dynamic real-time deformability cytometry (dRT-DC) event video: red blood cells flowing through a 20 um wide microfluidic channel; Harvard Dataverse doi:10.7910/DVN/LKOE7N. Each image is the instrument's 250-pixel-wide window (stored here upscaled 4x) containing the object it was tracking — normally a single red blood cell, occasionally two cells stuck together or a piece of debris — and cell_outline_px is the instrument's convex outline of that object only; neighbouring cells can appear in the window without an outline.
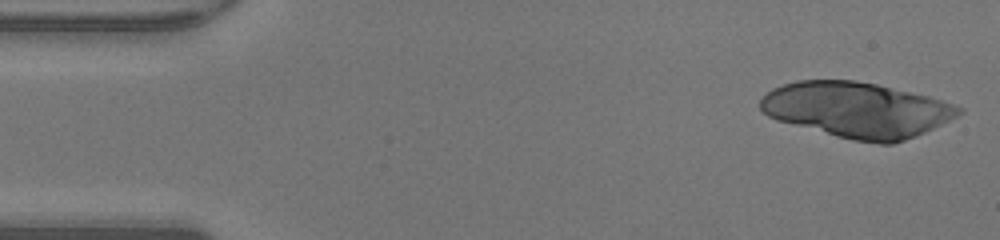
{"species": "human", "species_latin": "Homo sapiens", "temperature_condition": "warm", "stored_images_in_passage": 28, "camera_frame_rate_fps": 3000, "um_per_image_px": 0.085, "donor": {"sex": "male"}, "frame": {"image": 1, "passage_image": 1, "time_ms": 0.0, "image_size_px": [1000, 240], "cell_outline_px": [[964, 112], [916, 136], [892, 144], [880, 144], [852, 140], [836, 136], [776, 120], [768, 116], [760, 108], [760, 100], [772, 88], [796, 80], [856, 80], [876, 84], [928, 96], [964, 108]], "centroid_in_image_um": [72.82, 9.33], "position_along_channel_um": 12.2, "area_um2": 63.64}}
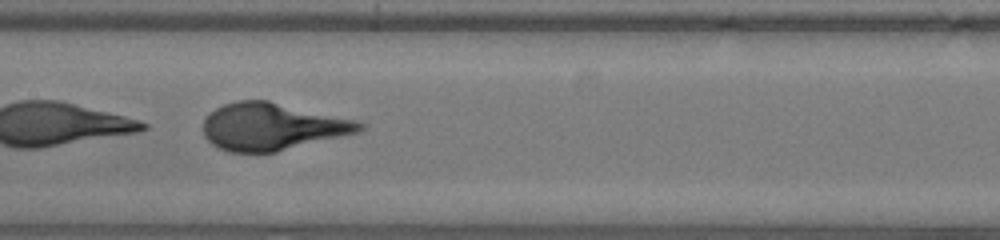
{"frame": {"image": 2, "passage_image": 22, "time_ms": 7.0, "image_size_px": [1000, 240], "cell_outline_px": [[364, 128], [360, 132], [276, 152], [228, 152], [212, 144], [204, 136], [204, 120], [216, 108], [224, 104], [236, 100], [268, 100], [356, 120], [364, 124]], "centroid_in_image_um": [23.14, 10.76], "position_along_channel_um": 184.3, "area_um2": 42.89}}